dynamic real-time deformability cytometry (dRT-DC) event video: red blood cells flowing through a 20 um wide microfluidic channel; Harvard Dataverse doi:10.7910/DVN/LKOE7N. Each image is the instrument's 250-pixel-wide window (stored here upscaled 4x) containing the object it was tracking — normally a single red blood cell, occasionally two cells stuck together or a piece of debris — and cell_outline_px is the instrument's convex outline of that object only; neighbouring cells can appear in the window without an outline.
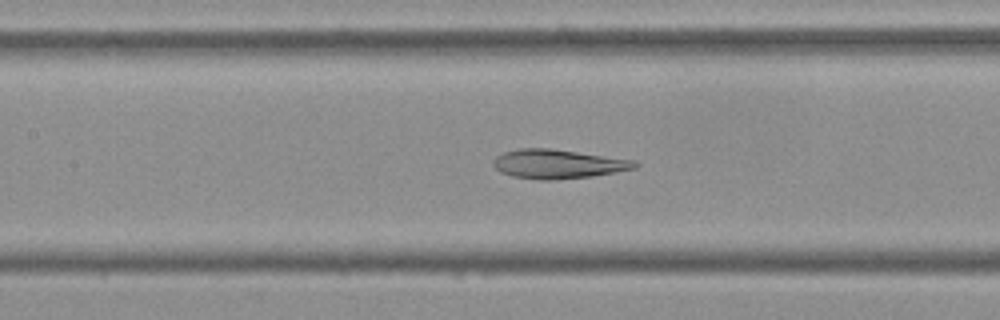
{"species": "Egyptian fruit bat (a non-hibernating species)", "species_latin": "Rousettus aegyptiacus", "temperature_condition": "cold", "stored_images_in_passage": 53, "camera_frame_rate_fps": 3000, "um_per_image_px": 0.085, "frame": {"image": 1, "passage_image": 24, "time_ms": 7.667, "image_size_px": [1000, 320], "cell_outline_px": [[640, 164], [636, 168], [616, 172], [592, 176], [552, 180], [540, 180], [512, 176], [500, 172], [492, 164], [492, 160], [496, 156], [504, 152], [520, 148], [548, 148], [636, 160]], "centroid_in_image_um": [47.42, 13.94], "position_along_channel_um": 160.0, "area_um2": 24.04}}
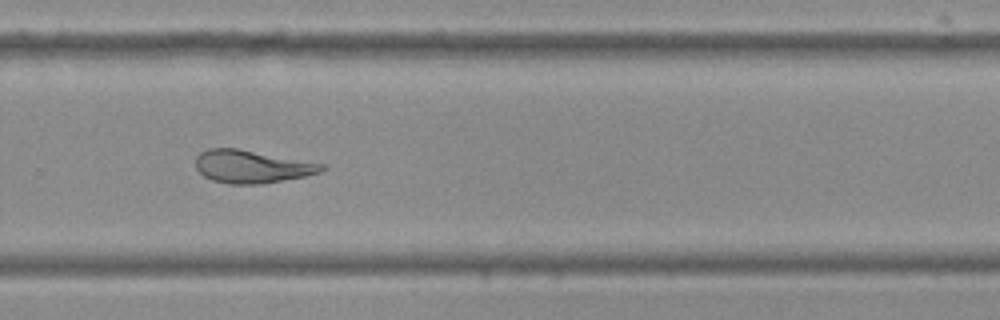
{"frame": {"image": 2, "passage_image": 36, "time_ms": 11.667, "image_size_px": [1000, 320], "cell_outline_px": [[324, 168], [320, 172], [304, 176], [264, 184], [228, 184], [212, 180], [204, 176], [196, 168], [196, 156], [200, 152], [208, 148], [236, 148], [324, 164]], "centroid_in_image_um": [21.35, 14.16], "position_along_channel_um": 308.4, "area_um2": 23.93}}
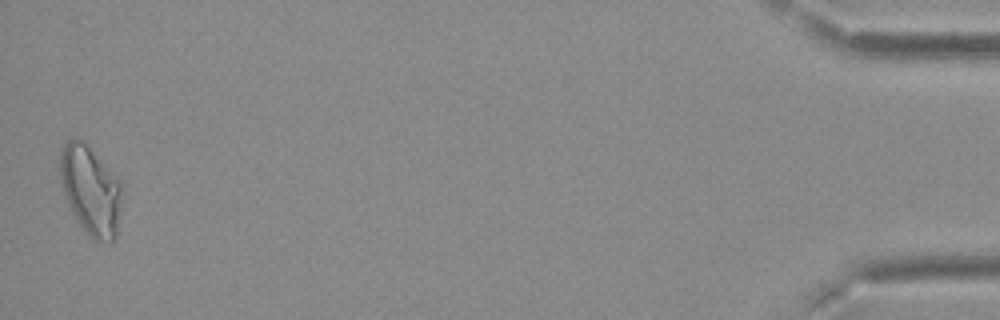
{"frame": {"image": 3, "passage_image": 53, "time_ms": 17.333, "image_size_px": [1000, 320], "cell_outline_px": [[120, 204], [116, 236], [112, 240], [92, 240], [88, 236], [68, 208], [60, 180], [60, 152], [64, 144], [68, 140], [80, 140], [120, 176]], "centroid_in_image_um": [7.68, 16.18], "position_along_channel_um": 427.5, "area_um2": 31.91}, "authors_computed_cell_mechanics": {"area_um2": 26.0678, "velocity_mm_per_s": 3.7213, "shape_relaxation_time_tau1_ms": null, "shape_relaxation_time_tau2_ms": 3.3068, "deformation_change_tau1": null, "deformation_change_tau2": 0.0899}}